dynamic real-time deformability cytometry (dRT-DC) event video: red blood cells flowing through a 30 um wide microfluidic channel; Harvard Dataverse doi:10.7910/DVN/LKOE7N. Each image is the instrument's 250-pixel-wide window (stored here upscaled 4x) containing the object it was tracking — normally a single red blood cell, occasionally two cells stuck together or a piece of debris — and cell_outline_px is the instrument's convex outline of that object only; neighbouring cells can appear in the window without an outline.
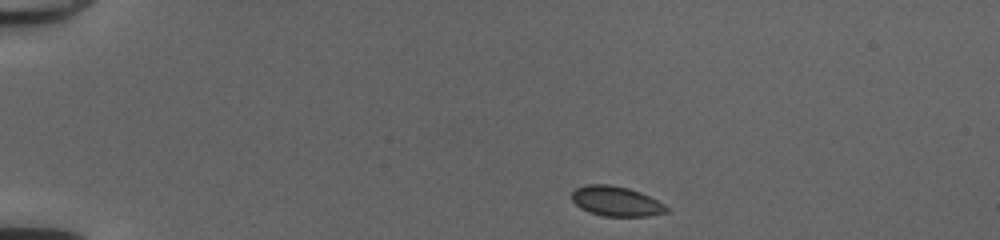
{"species": "common noctule bat (a hibernating species)", "species_latin": "Nyctalus noctula", "temperature_condition": "cold", "stored_images_in_passage": 41, "camera_frame_rate_fps": 3000, "um_per_image_px": 0.085, "animal": {"sex": "female", "body_mass_g": 20.0, "forearm_length_mm": 54.0}, "frame": {"image": 1, "passage_image": 1, "time_ms": 0.0, "image_size_px": [1000, 240], "cell_outline_px": [[668, 212], [648, 216], [604, 216], [588, 212], [580, 208], [572, 200], [572, 192], [576, 188], [584, 184], [608, 184], [628, 188], [640, 192], [664, 204], [668, 208]], "centroid_in_image_um": [52.35, 17.1], "position_along_channel_um": 32.7, "area_um2": 16.47}}
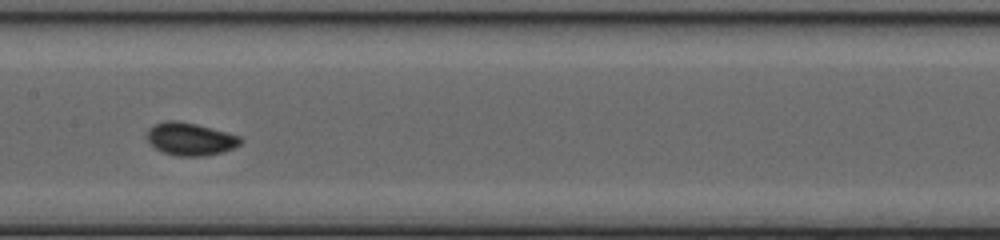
{"frame": {"image": 2, "passage_image": 18, "time_ms": 5.667, "image_size_px": [1000, 240], "cell_outline_px": [[244, 140], [240, 144], [224, 152], [204, 156], [176, 156], [164, 152], [156, 148], [148, 140], [148, 128], [156, 124], [168, 120], [176, 120], [196, 124], [240, 136]], "centroid_in_image_um": [16.2, 11.82], "position_along_channel_um": 191.2, "area_um2": 17.63}}
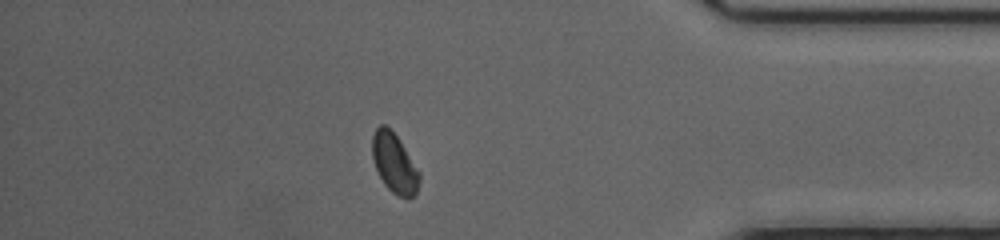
{"frame": {"image": 3, "passage_image": 35, "time_ms": 11.333, "image_size_px": [1000, 240], "cell_outline_px": [[420, 180], [416, 196], [396, 196], [384, 184], [376, 168], [372, 156], [372, 136], [376, 128], [380, 124], [384, 124], [396, 136], [420, 172]], "centroid_in_image_um": [33.52, 13.89], "position_along_channel_um": 401.7, "area_um2": 16.07}, "authors_computed_cell_mechanics": {"area_um2": 16.7042, "velocity_mm_per_s": 4.1702, "shape_relaxation_time_tau1_ms": 2.8405, "shape_relaxation_time_tau2_ms": null, "deformation_change_tau1": 0.0436, "deformation_change_tau2": null}}